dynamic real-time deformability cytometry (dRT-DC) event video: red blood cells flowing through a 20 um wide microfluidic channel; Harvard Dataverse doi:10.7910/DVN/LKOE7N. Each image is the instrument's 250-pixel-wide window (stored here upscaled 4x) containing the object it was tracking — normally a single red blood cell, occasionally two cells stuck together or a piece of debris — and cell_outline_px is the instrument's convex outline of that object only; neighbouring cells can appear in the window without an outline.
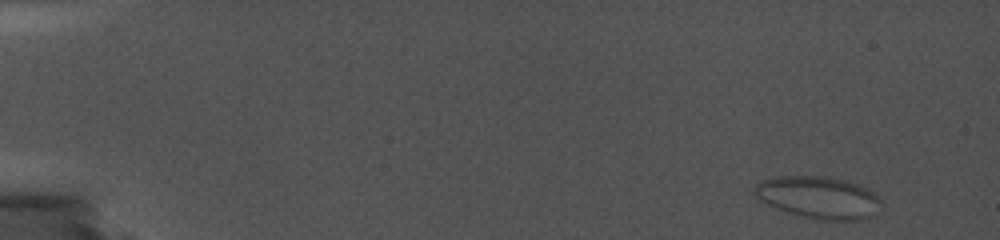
{"species": "common noctule bat (a hibernating species)", "species_latin": "Nyctalus noctula", "temperature_condition": "cold", "stored_images_in_passage": 31, "camera_frame_rate_fps": 5000, "um_per_image_px": 0.085, "animal": {"sex": "female", "body_mass_g": 19.0, "forearm_length_mm": 56.7}, "frame": {"image": 1, "passage_image": 1, "time_ms": 0.0, "image_size_px": [1000, 240], "cell_outline_px": [[880, 204], [876, 216], [860, 220], [816, 220], [800, 216], [776, 208], [760, 200], [752, 192], [752, 188], [756, 184], [764, 180], [776, 176], [824, 176], [848, 180], [868, 188], [880, 196]], "centroid_in_image_um": [69.61, 16.79], "position_along_channel_um": 15.4, "area_um2": 31.62}}
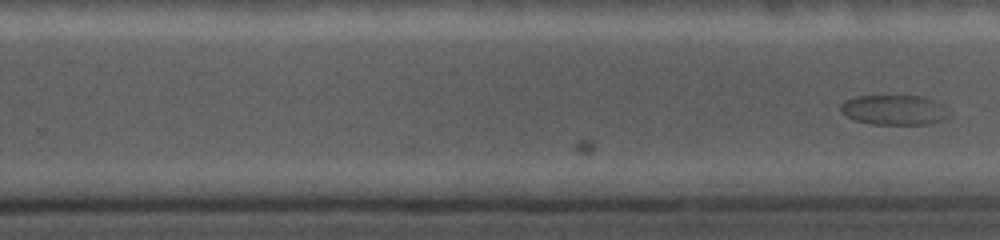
{"frame": {"image": 2, "passage_image": 31, "time_ms": 12.4, "image_size_px": [1000, 240], "cell_outline_px": [[952, 116], [928, 124], [872, 124], [856, 120], [840, 112], [840, 104], [844, 100], [856, 96], [920, 96], [944, 104]], "centroid_in_image_um": [76.02, 9.34], "position_along_channel_um": 253.8, "area_um2": 18.96}}